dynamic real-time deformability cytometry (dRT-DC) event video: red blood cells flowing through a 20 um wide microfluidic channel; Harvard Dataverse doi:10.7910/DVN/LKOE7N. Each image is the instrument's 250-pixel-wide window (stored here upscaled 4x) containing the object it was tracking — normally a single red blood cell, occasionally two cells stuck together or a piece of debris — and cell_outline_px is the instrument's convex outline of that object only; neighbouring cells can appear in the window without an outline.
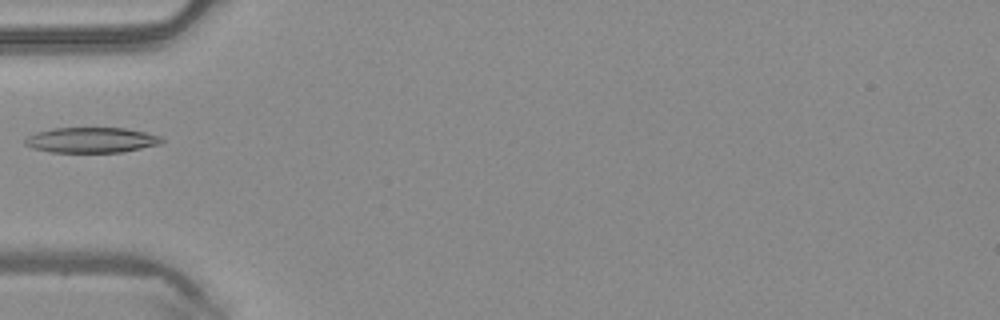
{"species": "common noctule bat (a hibernating species)", "species_latin": "Nyctalus noctula", "temperature_condition": "warm", "stored_images_in_passage": 12, "camera_frame_rate_fps": 3000, "um_per_image_px": 0.085, "animal": {"sex": "male", "body_mass_g": 20.4}, "frame": {"image": 1, "passage_image": 1, "time_ms": 0.0, "image_size_px": [1000, 320], "cell_outline_px": [[164, 140], [160, 144], [124, 152], [52, 152], [32, 148], [24, 144], [24, 140], [28, 136], [36, 132], [52, 128], [124, 128], [144, 132], [160, 136]], "centroid_in_image_um": [7.75, 11.9], "position_along_channel_um": 77.2, "area_um2": 20.17}}
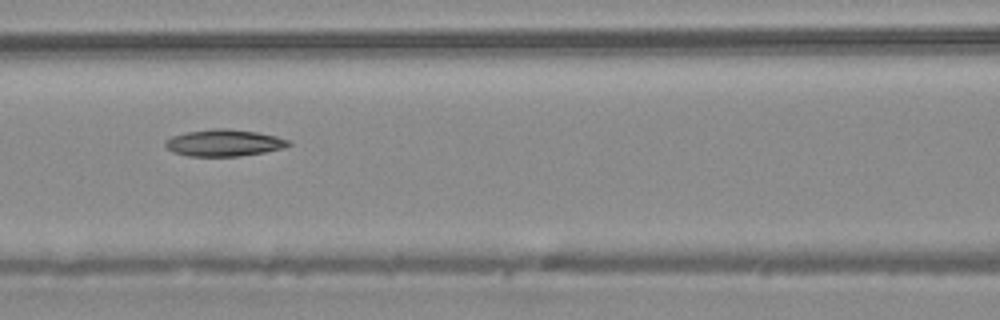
{"frame": {"image": 2, "passage_image": 6, "time_ms": 1.667, "image_size_px": [1000, 320], "cell_outline_px": [[292, 144], [284, 148], [264, 152], [240, 156], [188, 156], [172, 152], [164, 144], [164, 140], [172, 136], [188, 132], [216, 128], [228, 128], [256, 132], [276, 136], [288, 140]], "centroid_in_image_um": [19.03, 12.14], "position_along_channel_um": 147.6, "area_um2": 19.19}}
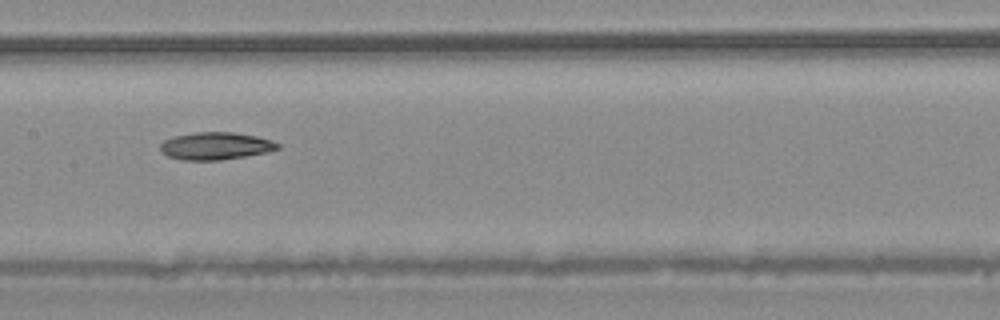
{"frame": {"image": 3, "passage_image": 9, "time_ms": 2.667, "image_size_px": [1000, 320], "cell_outline_px": [[280, 148], [268, 152], [220, 160], [180, 160], [168, 156], [160, 148], [160, 144], [164, 140], [176, 136], [196, 132], [232, 132], [256, 136], [272, 140], [280, 144]], "centroid_in_image_um": [18.35, 12.4], "position_along_channel_um": 189.0, "area_um2": 18.67}}